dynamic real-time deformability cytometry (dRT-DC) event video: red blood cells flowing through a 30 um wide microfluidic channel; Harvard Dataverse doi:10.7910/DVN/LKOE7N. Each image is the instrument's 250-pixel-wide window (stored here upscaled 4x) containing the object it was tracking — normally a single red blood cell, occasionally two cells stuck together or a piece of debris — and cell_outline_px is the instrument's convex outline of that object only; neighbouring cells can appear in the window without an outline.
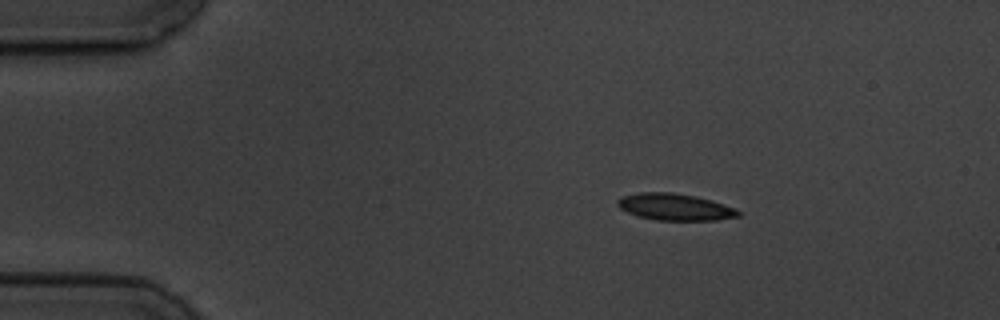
{"species": "common noctule bat (a hibernating species)", "species_latin": "Nyctalus noctula", "temperature_condition": "cold", "stored_images_in_passage": 3, "camera_frame_rate_fps": 3000, "um_per_image_px": 0.085, "animal": {"sex": "male", "body_mass_g": 19.5, "forearm_length_mm": 54.6}, "frame": {"image": 1, "passage_image": 1, "time_ms": 0.0, "image_size_px": [1000, 320], "cell_outline_px": [[740, 216], [716, 220], [656, 220], [640, 216], [628, 212], [620, 208], [616, 204], [616, 200], [624, 196], [640, 192], [672, 192], [696, 196], [712, 200], [736, 208], [740, 212]], "centroid_in_image_um": [57.39, 17.58], "position_along_channel_um": 27.6, "area_um2": 18.79}}